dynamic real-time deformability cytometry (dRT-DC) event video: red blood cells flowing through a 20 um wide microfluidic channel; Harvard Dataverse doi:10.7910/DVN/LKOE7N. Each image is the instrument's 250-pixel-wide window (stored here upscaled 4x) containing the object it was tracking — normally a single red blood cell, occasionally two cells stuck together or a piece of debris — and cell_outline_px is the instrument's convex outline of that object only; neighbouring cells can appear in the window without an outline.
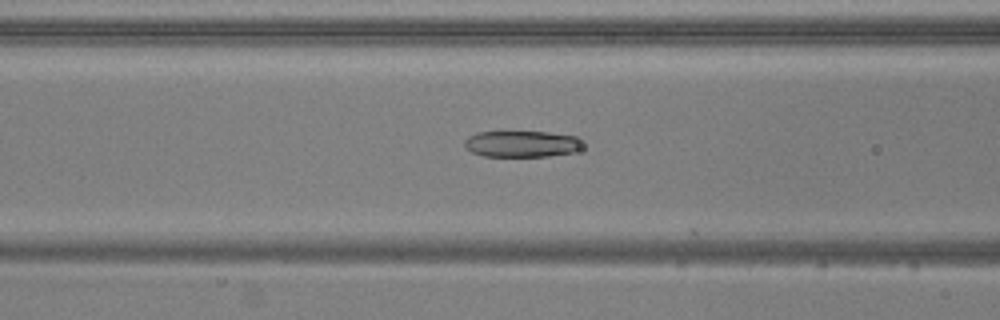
{"species": "common noctule bat (a hibernating species)", "species_latin": "Nyctalus noctula", "temperature_condition": "warm", "stored_images_in_passage": 53, "camera_frame_rate_fps": 3000, "um_per_image_px": 0.085, "animal": {"sex": "male", "body_mass_g": 20.5, "forearm_length_mm": 52.5}, "frame": {"image": 1, "passage_image": 20, "time_ms": 6.333, "image_size_px": [1000, 320], "cell_outline_px": [[576, 148], [572, 152], [544, 156], [488, 156], [472, 152], [464, 144], [472, 136], [480, 132], [544, 132], [576, 136]], "centroid_in_image_um": [44.28, 12.23], "position_along_channel_um": 122.3, "area_um2": 17.11}}
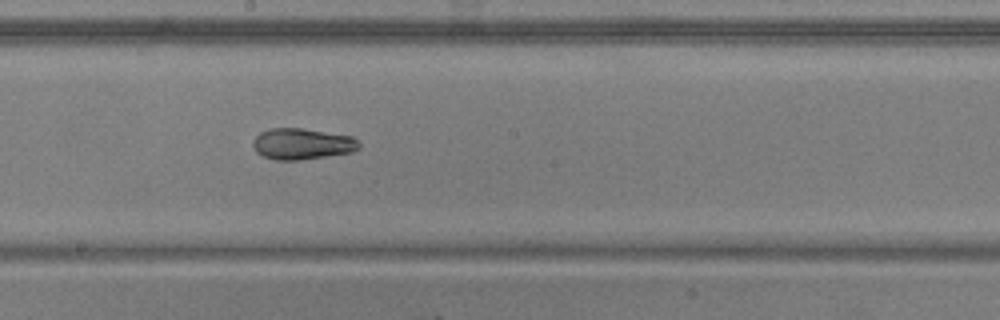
{"frame": {"image": 2, "passage_image": 28, "time_ms": 9.0, "image_size_px": [1000, 320], "cell_outline_px": [[360, 144], [356, 148], [348, 152], [296, 160], [280, 160], [264, 156], [256, 148], [256, 136], [260, 132], [272, 128], [300, 128], [352, 136]], "centroid_in_image_um": [25.69, 12.21], "position_along_channel_um": 222.5, "area_um2": 18.32}}
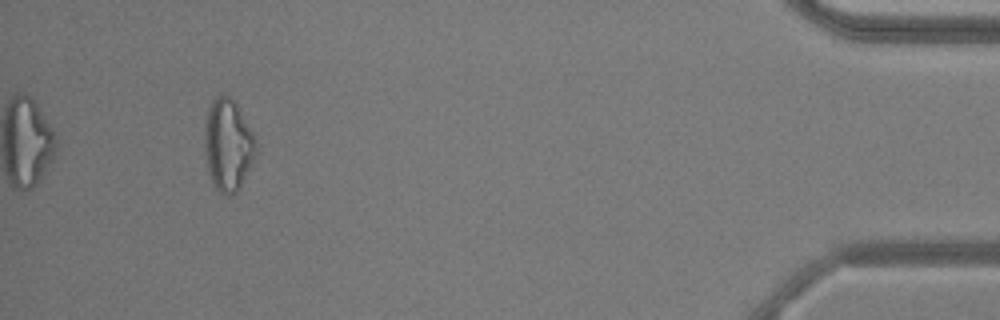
{"frame": {"image": 3, "passage_image": 49, "time_ms": 16.0, "image_size_px": [1000, 320], "cell_outline_px": [[252, 148], [248, 164], [236, 188], [232, 192], [216, 184], [212, 176], [208, 160], [208, 112], [212, 104], [216, 100], [232, 100], [252, 136]], "centroid_in_image_um": [19.36, 12.26], "position_along_channel_um": 415.8, "area_um2": 22.37}, "authors_computed_cell_mechanics": {"area_um2": 18.0914, "velocity_mm_per_s": 3.755, "shape_relaxation_time_tau1_ms": null, "shape_relaxation_time_tau2_ms": 4.1644, "deformation_change_tau1": null, "deformation_change_tau2": 0.1029}}